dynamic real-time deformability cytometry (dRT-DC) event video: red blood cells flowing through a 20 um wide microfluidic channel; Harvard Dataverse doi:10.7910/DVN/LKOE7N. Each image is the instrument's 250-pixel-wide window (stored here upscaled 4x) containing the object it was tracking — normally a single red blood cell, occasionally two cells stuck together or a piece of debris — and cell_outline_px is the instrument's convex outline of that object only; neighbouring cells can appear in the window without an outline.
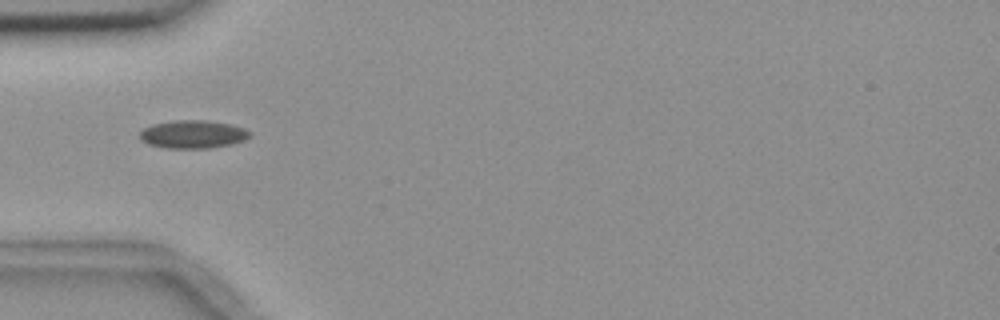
{"species": "common noctule bat (a hibernating species)", "species_latin": "Nyctalus noctula", "temperature_condition": "room temperature", "stored_images_in_passage": 7, "camera_frame_rate_fps": 3000, "um_per_image_px": 0.085, "animal": {"sex": "female", "body_mass_g": 18.4}, "frame": {"image": 1, "passage_image": 2, "time_ms": 1.333, "image_size_px": [1000, 320], "cell_outline_px": [[252, 136], [244, 140], [232, 144], [212, 148], [164, 148], [148, 144], [140, 140], [140, 132], [144, 128], [152, 124], [172, 120], [204, 120], [228, 124], [244, 128], [252, 132]], "centroid_in_image_um": [16.4, 11.42], "position_along_channel_um": 68.6, "area_um2": 18.15}}
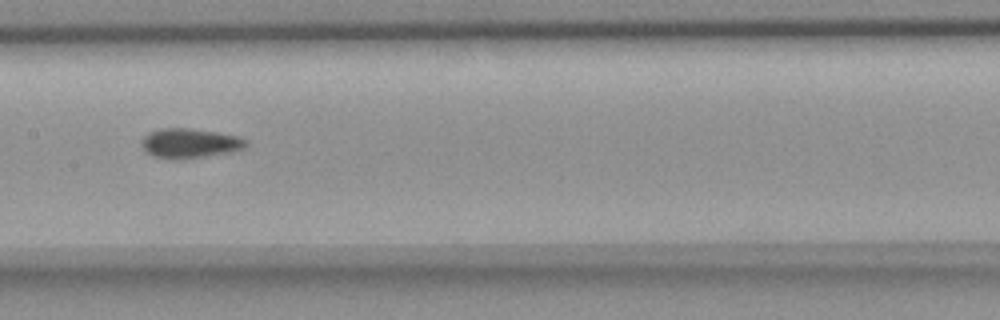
{"frame": {"image": 2, "passage_image": 5, "time_ms": 4.667, "image_size_px": [1000, 320], "cell_outline_px": [[248, 144], [244, 148], [228, 152], [204, 156], [176, 160], [172, 160], [152, 156], [144, 152], [140, 144], [144, 136], [148, 132], [160, 128], [188, 128], [216, 132], [236, 136], [248, 140]], "centroid_in_image_um": [16.06, 12.18], "position_along_channel_um": 191.3, "area_um2": 18.15}}
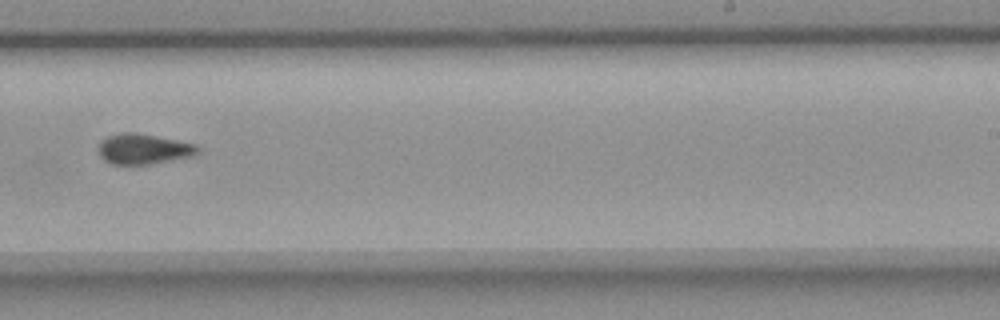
{"frame": {"image": 3, "passage_image": 7, "time_ms": 7.0, "image_size_px": [1000, 320], "cell_outline_px": [[200, 152], [192, 156], [148, 164], [112, 164], [104, 160], [100, 156], [100, 140], [108, 136], [120, 132], [136, 132], [196, 144], [200, 148]], "centroid_in_image_um": [12.2, 12.65], "position_along_channel_um": 276.8, "area_um2": 17.46}}